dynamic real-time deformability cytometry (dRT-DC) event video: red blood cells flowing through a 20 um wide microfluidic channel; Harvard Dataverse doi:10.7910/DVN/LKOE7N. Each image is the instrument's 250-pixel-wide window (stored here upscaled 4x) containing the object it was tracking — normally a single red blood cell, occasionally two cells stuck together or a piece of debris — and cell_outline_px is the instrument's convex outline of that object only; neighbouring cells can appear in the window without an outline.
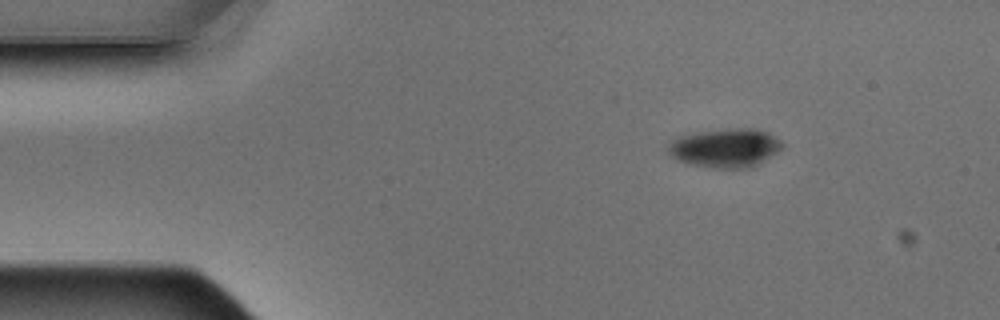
{"species": "Egyptian fruit bat (a non-hibernating species)", "species_latin": "Rousettus aegyptiacus", "temperature_condition": "warm", "stored_images_in_passage": 5, "camera_frame_rate_fps": 3000, "um_per_image_px": 0.085, "animal": {"sex": "male"}, "frame": {"image": 1, "passage_image": 2, "time_ms": 0.333, "image_size_px": [1000, 320], "cell_outline_px": [[784, 144], [776, 152], [752, 168], [716, 168], [692, 164], [680, 160], [672, 156], [668, 152], [668, 144], [676, 136], [696, 132], [732, 128], [756, 128], [768, 132], [776, 136]], "centroid_in_image_um": [61.65, 12.55], "position_along_channel_um": 23.3, "area_um2": 25.84}}
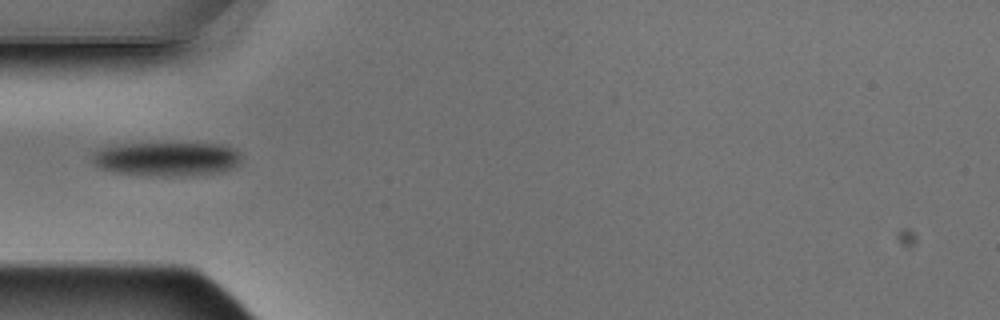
{"frame": {"image": 2, "passage_image": 5, "time_ms": 1.333, "image_size_px": [1000, 320], "cell_outline_px": [[240, 164], [236, 168], [224, 172], [196, 176], [136, 176], [112, 172], [96, 168], [92, 164], [92, 152], [100, 148], [112, 144], [220, 144], [236, 148], [240, 152]], "centroid_in_image_um": [14.15, 13.54], "position_along_channel_um": 70.9, "area_um2": 30.75}}